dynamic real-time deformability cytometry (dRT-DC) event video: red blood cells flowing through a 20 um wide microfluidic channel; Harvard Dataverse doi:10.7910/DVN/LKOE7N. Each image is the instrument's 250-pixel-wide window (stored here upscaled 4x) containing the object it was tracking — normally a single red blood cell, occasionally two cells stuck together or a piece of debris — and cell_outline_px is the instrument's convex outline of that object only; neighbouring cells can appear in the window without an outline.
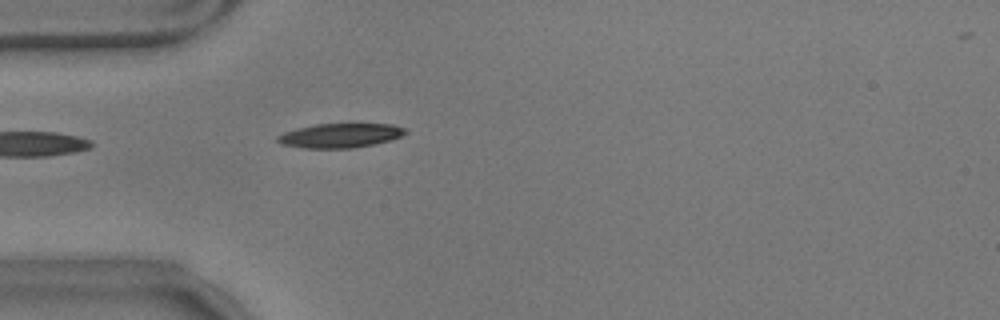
{"species": "common noctule bat (a hibernating species)", "species_latin": "Nyctalus noctula", "temperature_condition": "warm", "stored_images_in_passage": 6, "camera_frame_rate_fps": 3000, "um_per_image_px": 0.085, "animal": {"sex": "male", "body_mass_g": 17.9}, "frame": {"image": 1, "passage_image": 1, "time_ms": 0.0, "image_size_px": [1000, 320], "cell_outline_px": [[408, 132], [400, 136], [388, 140], [372, 144], [352, 148], [304, 148], [280, 144], [276, 140], [276, 136], [284, 132], [296, 128], [316, 124], [392, 124], [404, 128]], "centroid_in_image_um": [28.85, 11.52], "position_along_channel_um": 56.1, "area_um2": 17.98}}